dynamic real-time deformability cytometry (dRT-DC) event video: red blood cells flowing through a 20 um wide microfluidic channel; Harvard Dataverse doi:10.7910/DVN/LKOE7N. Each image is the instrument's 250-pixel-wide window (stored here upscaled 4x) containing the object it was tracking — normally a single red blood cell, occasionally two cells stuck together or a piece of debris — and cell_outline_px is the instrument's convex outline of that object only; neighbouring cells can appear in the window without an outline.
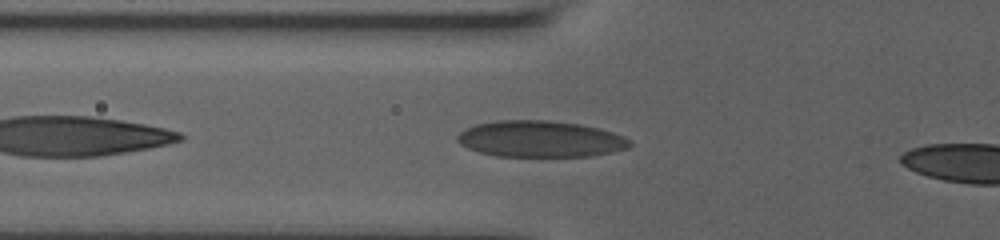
{"species": "human", "species_latin": "Homo sapiens", "temperature_condition": "room temperature", "stored_images_in_passage": 34, "camera_frame_rate_fps": 3000, "um_per_image_px": 0.085, "donor": {"sex": "male"}, "frame": {"image": 1, "passage_image": 4, "time_ms": 1.0, "image_size_px": [1000, 240], "cell_outline_px": [[632, 144], [628, 148], [612, 152], [592, 156], [496, 156], [480, 152], [468, 148], [460, 144], [456, 140], [456, 136], [460, 132], [476, 124], [496, 120], [548, 120], [580, 124], [600, 128], [624, 136], [632, 140]], "centroid_in_image_um": [45.95, 11.81], "position_along_channel_um": 79.8, "area_um2": 36.7}}
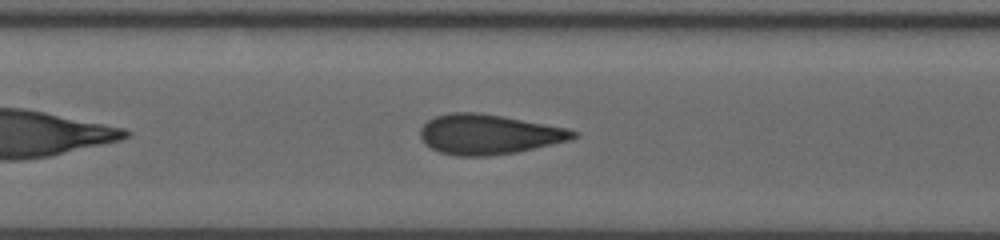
{"frame": {"image": 2, "passage_image": 11, "time_ms": 3.333, "image_size_px": [1000, 240], "cell_outline_px": [[576, 136], [568, 140], [516, 152], [488, 156], [456, 156], [440, 152], [432, 148], [420, 136], [420, 128], [428, 120], [436, 116], [452, 112], [480, 112], [504, 116], [568, 128], [576, 132]], "centroid_in_image_um": [41.52, 11.41], "position_along_channel_um": 165.9, "area_um2": 35.32}}
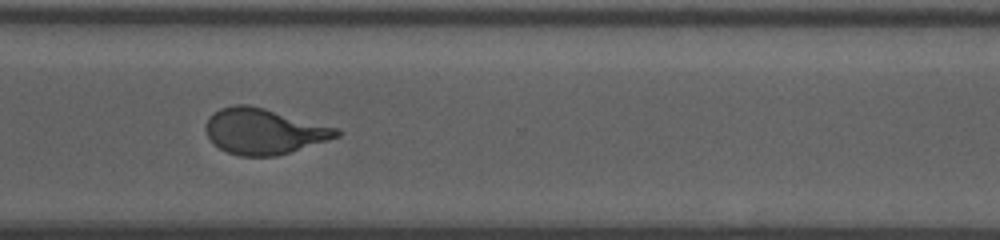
{"frame": {"image": 3, "passage_image": 26, "time_ms": 8.333, "image_size_px": [1000, 240], "cell_outline_px": [[340, 136], [328, 140], [276, 156], [240, 156], [228, 152], [212, 144], [204, 128], [204, 124], [208, 116], [220, 108], [236, 104], [248, 104], [264, 108], [336, 128], [340, 132]], "centroid_in_image_um": [22.35, 11.16], "position_along_channel_um": 348.2, "area_um2": 34.62}}